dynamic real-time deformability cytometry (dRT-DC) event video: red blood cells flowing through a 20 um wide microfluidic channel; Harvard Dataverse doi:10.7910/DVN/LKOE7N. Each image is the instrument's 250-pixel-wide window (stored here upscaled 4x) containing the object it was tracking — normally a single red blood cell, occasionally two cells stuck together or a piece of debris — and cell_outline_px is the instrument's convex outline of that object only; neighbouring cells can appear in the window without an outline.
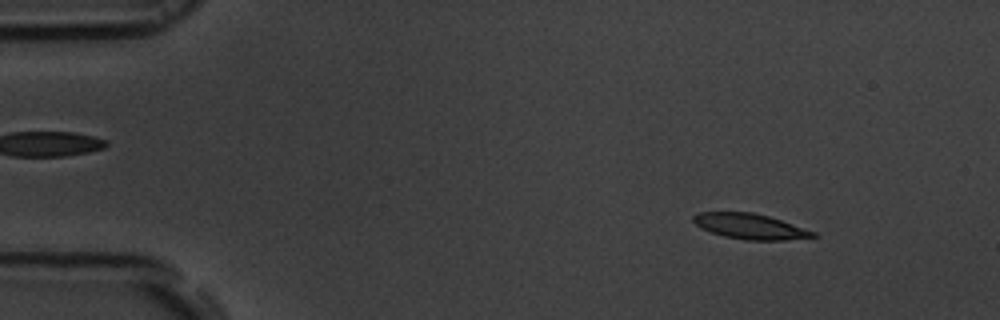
{"species": "common noctule bat (a hibernating species)", "species_latin": "Nyctalus noctula", "temperature_condition": "room temperature", "stored_images_in_passage": 54, "camera_frame_rate_fps": 3000, "um_per_image_px": 0.085, "animal": {"sex": "male", "body_mass_g": 19.5, "forearm_length_mm": 54.6}, "frame": {"image": 1, "passage_image": 6, "time_ms": 1.667, "image_size_px": [1000, 320], "cell_outline_px": [[820, 236], [784, 240], [744, 240], [724, 236], [700, 228], [692, 220], [692, 216], [700, 212], [752, 212], [768, 216], [816, 232]], "centroid_in_image_um": [63.75, 19.24], "position_along_channel_um": 21.3, "area_um2": 17.63}}
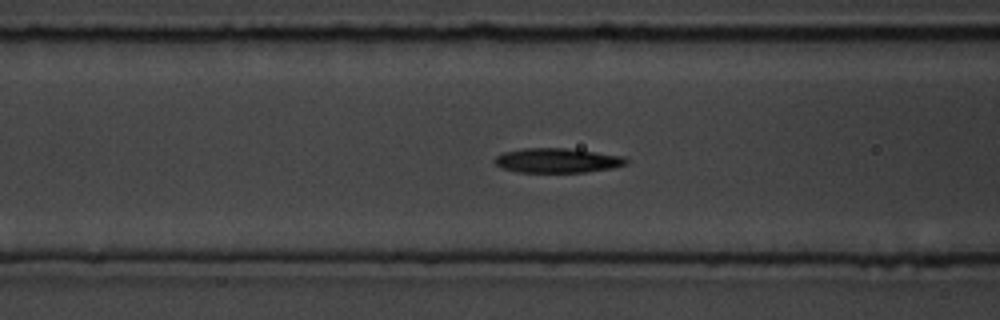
{"frame": {"image": 2, "passage_image": 21, "time_ms": 6.667, "image_size_px": [1000, 320], "cell_outline_px": [[628, 164], [612, 168], [584, 172], [516, 172], [500, 168], [492, 160], [496, 156], [504, 152], [524, 148], [568, 148], [624, 156], [628, 160]], "centroid_in_image_um": [47.35, 13.64], "position_along_channel_um": 119.2, "area_um2": 18.96}}
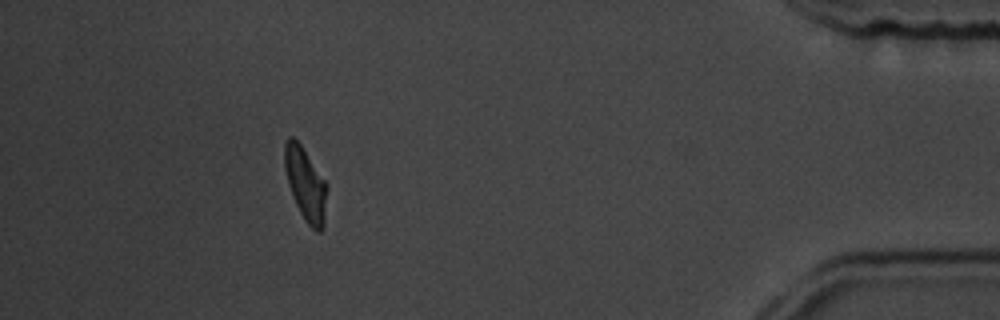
{"frame": {"image": 3, "passage_image": 49, "time_ms": 16.0, "image_size_px": [1000, 320], "cell_outline_px": [[328, 188], [324, 228], [320, 232], [316, 232], [304, 220], [292, 196], [288, 184], [284, 168], [284, 144], [288, 136], [292, 136], [300, 144], [324, 180]], "centroid_in_image_um": [25.97, 15.69], "position_along_channel_um": 409.2, "area_um2": 18.09}, "authors_computed_cell_mechanics": {"area_um2": 18.496, "velocity_mm_per_s": 3.7013, "shape_relaxation_time_tau1_ms": 3.0787, "shape_relaxation_time_tau2_ms": 1.3347, "deformation_change_tau1": 0.1418, "deformation_change_tau2": 0.0634}}